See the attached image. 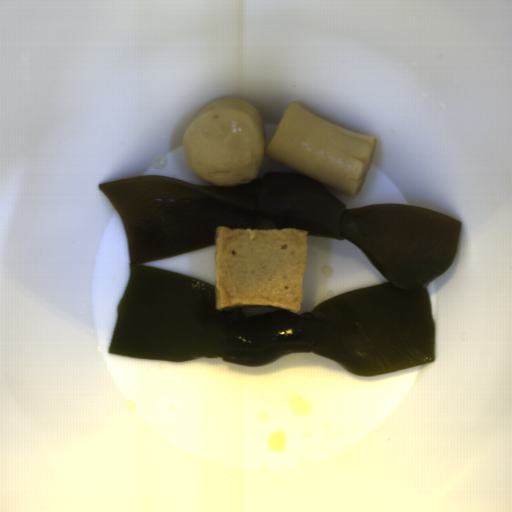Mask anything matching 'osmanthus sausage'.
Returning <instances> with one entry per match:
<instances>
[{"label": "osmanthus sausage", "mask_w": 512, "mask_h": 512, "mask_svg": "<svg viewBox=\"0 0 512 512\" xmlns=\"http://www.w3.org/2000/svg\"><path fill=\"white\" fill-rule=\"evenodd\" d=\"M377 139L335 125L292 102L264 155L349 197L361 190L374 161Z\"/></svg>", "instance_id": "osmanthus-sausage-1"}]
</instances>
